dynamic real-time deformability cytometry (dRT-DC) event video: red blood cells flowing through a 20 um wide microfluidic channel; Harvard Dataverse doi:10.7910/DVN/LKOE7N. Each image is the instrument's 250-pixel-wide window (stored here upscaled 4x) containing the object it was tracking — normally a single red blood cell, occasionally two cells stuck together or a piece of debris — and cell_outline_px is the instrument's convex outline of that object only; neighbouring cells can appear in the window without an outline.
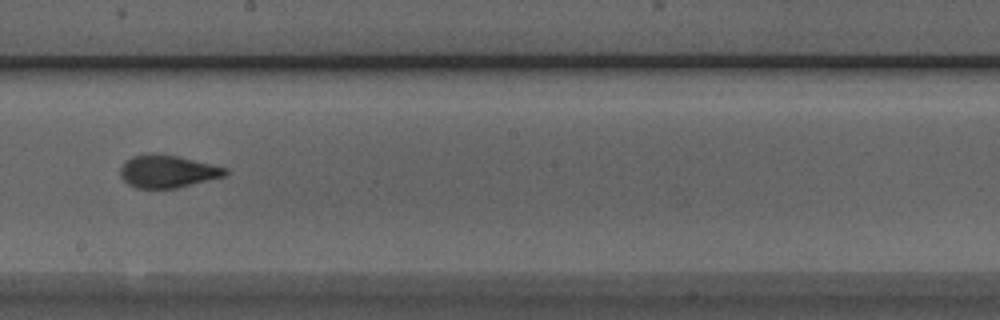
{"species": "Egyptian fruit bat (a non-hibernating species)", "species_latin": "Rousettus aegyptiacus", "temperature_condition": "room temperature", "stored_images_in_passage": 15, "camera_frame_rate_fps": 3000, "um_per_image_px": 0.085, "animal": {"sex": "male"}, "frame": {"image": 1, "passage_image": 9, "time_ms": 2.667, "image_size_px": [1000, 320], "cell_outline_px": [[228, 172], [224, 176], [176, 188], [136, 188], [128, 184], [120, 176], [120, 168], [124, 160], [132, 156], [148, 152], [152, 152], [176, 156], [228, 168]], "centroid_in_image_um": [14.18, 14.55], "position_along_channel_um": 234.0, "area_um2": 20.0}}
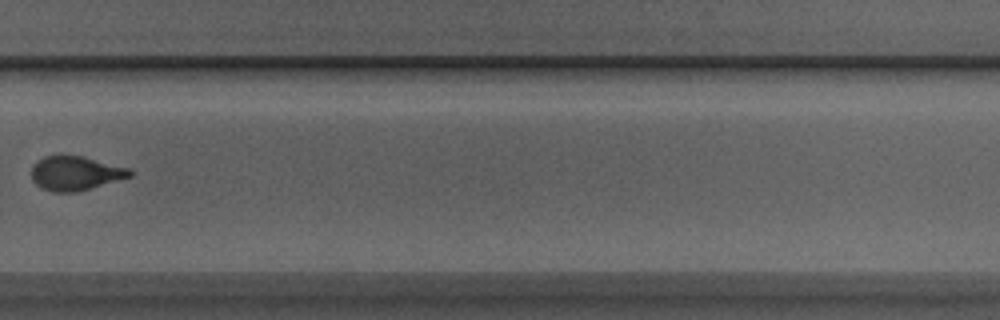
{"frame": {"image": 2, "passage_image": 11, "time_ms": 3.333, "image_size_px": [1000, 320], "cell_outline_px": [[136, 172], [132, 176], [76, 192], [52, 192], [36, 184], [32, 180], [32, 164], [36, 160], [44, 156], [80, 156], [128, 168]], "centroid_in_image_um": [6.39, 14.73], "position_along_channel_um": 323.4, "area_um2": 19.36}}
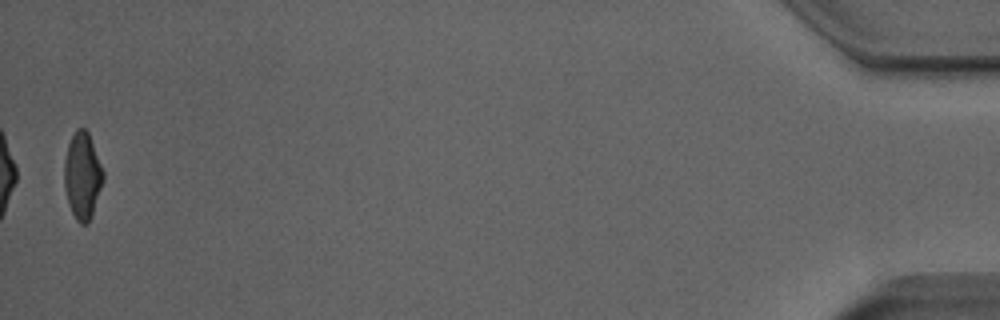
{"frame": {"image": 3, "passage_image": 15, "time_ms": 4.667, "image_size_px": [1000, 320], "cell_outline_px": [[104, 180], [92, 216], [88, 224], [80, 224], [76, 220], [68, 204], [64, 188], [64, 160], [68, 144], [76, 128], [84, 128], [88, 132], [104, 172]], "centroid_in_image_um": [7.0, 14.97], "position_along_channel_um": 428.2, "area_um2": 19.83}}